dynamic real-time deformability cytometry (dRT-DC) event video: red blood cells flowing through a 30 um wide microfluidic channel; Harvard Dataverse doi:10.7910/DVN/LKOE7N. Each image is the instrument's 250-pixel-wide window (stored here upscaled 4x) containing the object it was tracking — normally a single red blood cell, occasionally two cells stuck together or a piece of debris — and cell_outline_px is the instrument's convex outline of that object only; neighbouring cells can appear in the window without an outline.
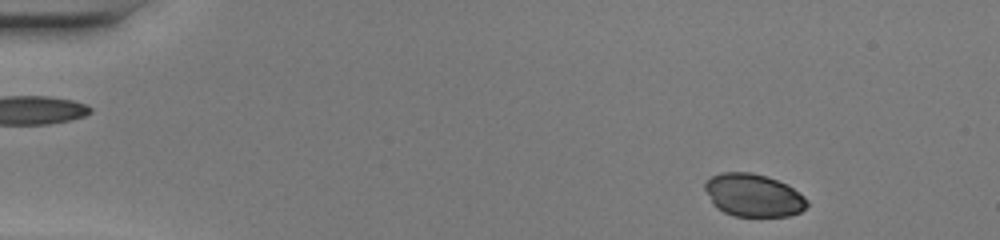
{"species": "common noctule bat (a hibernating species)", "species_latin": "Nyctalus noctula", "temperature_condition": "warm", "stored_images_in_passage": 46, "camera_frame_rate_fps": 3000, "um_per_image_px": 0.085, "animal": {"sex": "female", "body_mass_g": 20.0, "forearm_length_mm": 54.0}, "frame": {"image": 1, "passage_image": 2, "time_ms": 0.333, "image_size_px": [1000, 240], "cell_outline_px": [[808, 204], [800, 212], [788, 216], [732, 216], [716, 208], [712, 204], [704, 188], [704, 184], [712, 176], [720, 172], [752, 172], [788, 184], [804, 196], [808, 200]], "centroid_in_image_um": [64.02, 16.6], "position_along_channel_um": 21.0, "area_um2": 25.55}}
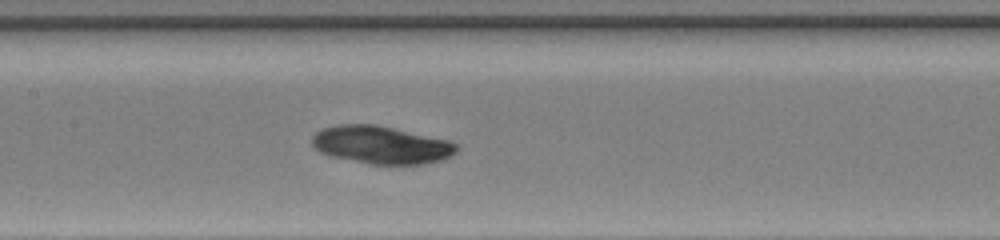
{"frame": {"image": 2, "passage_image": 21, "time_ms": 6.667, "image_size_px": [1000, 240], "cell_outline_px": [[460, 148], [452, 156], [444, 160], [424, 164], [368, 164], [328, 156], [320, 152], [312, 144], [312, 136], [316, 132], [324, 128], [340, 124], [376, 124], [448, 140], [456, 144]], "centroid_in_image_um": [32.42, 12.33], "position_along_channel_um": 175.0, "area_um2": 32.08}}
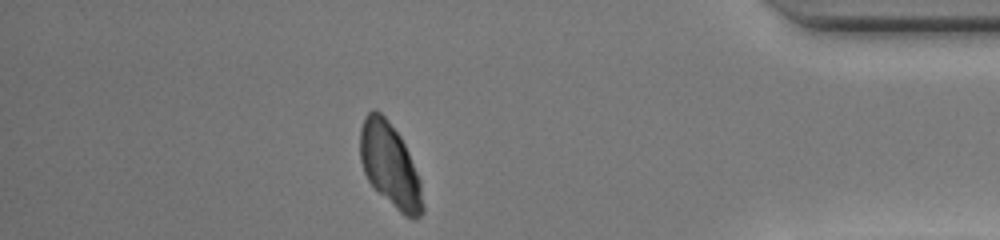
{"frame": {"image": 3, "passage_image": 40, "time_ms": 13.0, "image_size_px": [1000, 240], "cell_outline_px": [[424, 212], [420, 216], [412, 220], [404, 216], [368, 180], [364, 172], [360, 160], [360, 128], [364, 116], [372, 108], [376, 108], [384, 116], [400, 136], [408, 152], [420, 180], [424, 204]], "centroid_in_image_um": [33.15, 14.03], "position_along_channel_um": 402.1, "area_um2": 30.35}}